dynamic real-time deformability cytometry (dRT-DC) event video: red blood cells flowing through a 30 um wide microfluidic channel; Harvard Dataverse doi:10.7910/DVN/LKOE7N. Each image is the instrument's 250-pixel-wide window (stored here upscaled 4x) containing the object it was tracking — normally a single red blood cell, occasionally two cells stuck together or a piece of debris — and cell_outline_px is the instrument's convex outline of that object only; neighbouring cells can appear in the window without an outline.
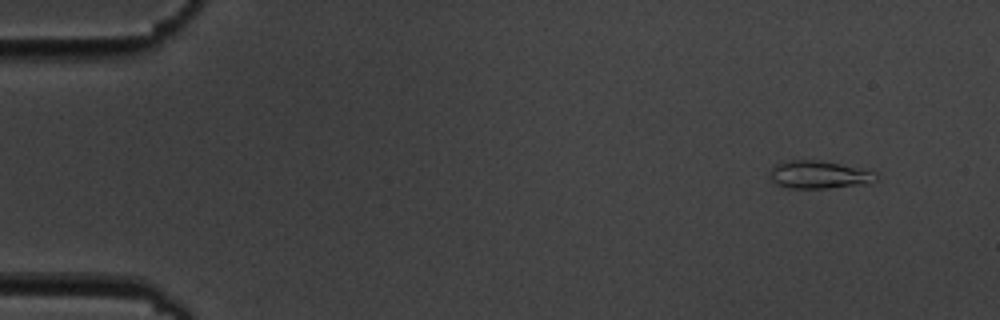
{"species": "common noctule bat (a hibernating species)", "species_latin": "Nyctalus noctula", "temperature_condition": "cold", "stored_images_in_passage": 10, "camera_frame_rate_fps": 3000, "um_per_image_px": 0.085, "animal": {"sex": "male", "body_mass_g": 19.5, "forearm_length_mm": 54.6}, "frame": {"image": 1, "passage_image": 1, "time_ms": 0.0, "image_size_px": [1000, 320], "cell_outline_px": [[876, 180], [864, 184], [828, 188], [788, 188], [776, 184], [772, 180], [772, 164], [788, 160], [820, 160], [864, 168], [876, 172]], "centroid_in_image_um": [69.63, 14.83], "position_along_channel_um": 15.4, "area_um2": 17.28}}
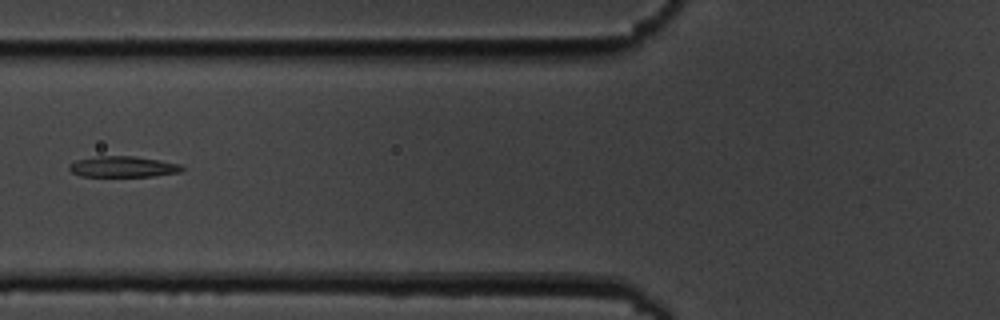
{"frame": {"image": 2, "passage_image": 6, "time_ms": 6.0, "image_size_px": [1000, 320], "cell_outline_px": [[184, 168], [180, 172], [152, 176], [80, 176], [72, 172], [68, 168], [68, 164], [76, 160], [100, 156], [132, 156], [180, 164]], "centroid_in_image_um": [10.41, 14.17], "position_along_channel_um": 115.4, "area_um2": 13.53}}
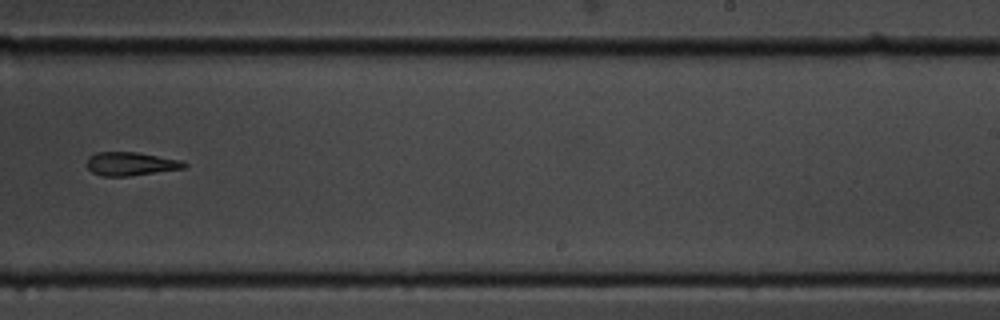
{"frame": {"image": 3, "passage_image": 10, "time_ms": 10.667, "image_size_px": [1000, 320], "cell_outline_px": [[188, 164], [184, 168], [128, 176], [100, 176], [92, 172], [88, 168], [88, 156], [96, 152], [136, 152], [184, 160]], "centroid_in_image_um": [11.13, 13.92], "position_along_channel_um": 277.9, "area_um2": 13.35}}